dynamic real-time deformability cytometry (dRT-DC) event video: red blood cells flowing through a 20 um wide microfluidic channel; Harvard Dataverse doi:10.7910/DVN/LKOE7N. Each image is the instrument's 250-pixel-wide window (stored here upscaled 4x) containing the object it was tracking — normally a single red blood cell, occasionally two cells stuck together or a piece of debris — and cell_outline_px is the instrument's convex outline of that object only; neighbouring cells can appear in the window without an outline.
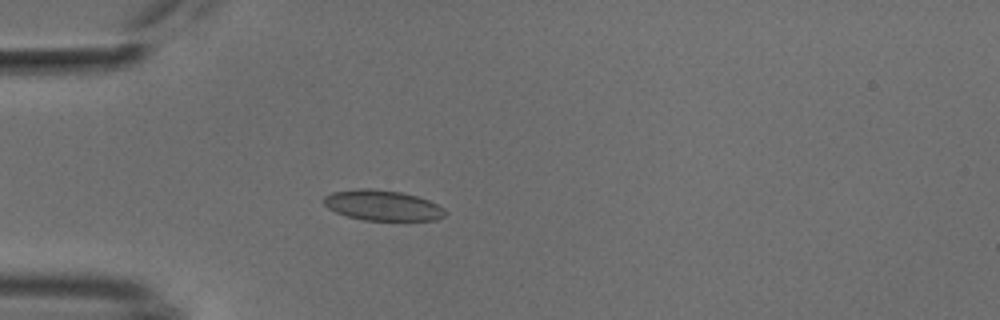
{"species": "common noctule bat (a hibernating species)", "species_latin": "Nyctalus noctula", "temperature_condition": "cold", "stored_images_in_passage": 40, "camera_frame_rate_fps": 3000, "um_per_image_px": 0.085, "animal": {"sex": "male", "body_mass_g": 18.8}, "frame": {"image": 1, "passage_image": 2, "time_ms": 0.333, "image_size_px": [1000, 320], "cell_outline_px": [[444, 216], [436, 220], [364, 220], [348, 216], [336, 212], [328, 208], [320, 200], [324, 196], [332, 192], [360, 188], [372, 188], [400, 192], [416, 196], [428, 200], [444, 208]], "centroid_in_image_um": [32.46, 17.45], "position_along_channel_um": 52.5, "area_um2": 21.44}}
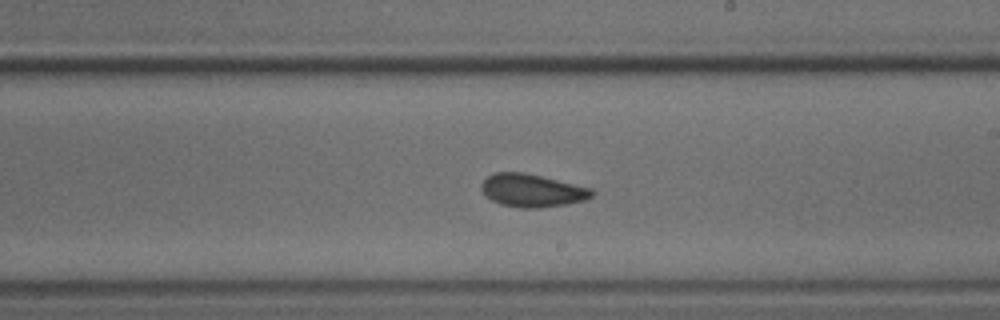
{"frame": {"image": 2, "passage_image": 18, "time_ms": 5.667, "image_size_px": [1000, 320], "cell_outline_px": [[596, 192], [592, 196], [584, 200], [564, 204], [540, 208], [524, 208], [500, 204], [492, 200], [480, 188], [480, 184], [488, 176], [496, 172], [524, 172], [592, 188]], "centroid_in_image_um": [45.24, 16.18], "position_along_channel_um": 243.8, "area_um2": 21.04}}
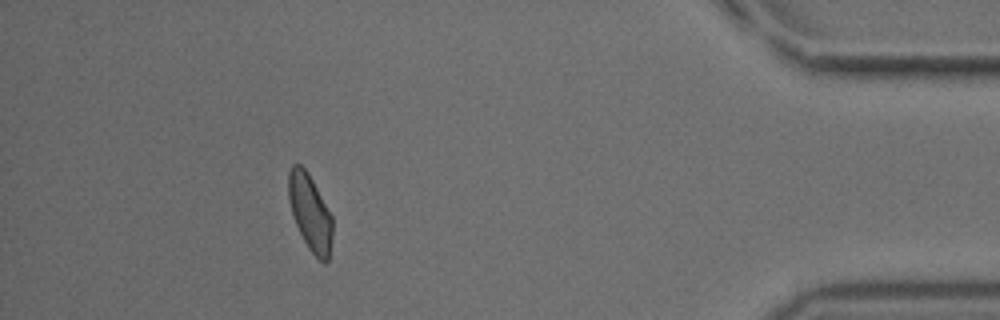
{"frame": {"image": 3, "passage_image": 35, "time_ms": 11.333, "image_size_px": [1000, 320], "cell_outline_px": [[332, 240], [328, 260], [324, 264], [308, 248], [296, 224], [288, 200], [288, 172], [292, 164], [300, 164], [308, 172], [332, 216]], "centroid_in_image_um": [26.35, 18.05], "position_along_channel_um": 408.8, "area_um2": 19.42}, "authors_computed_cell_mechanics": {"area_um2": 20.4034, "velocity_mm_per_s": 3.7834, "shape_relaxation_time_tau1_ms": null, "shape_relaxation_time_tau2_ms": 1.4986, "deformation_change_tau1": null, "deformation_change_tau2": 0.0657}}